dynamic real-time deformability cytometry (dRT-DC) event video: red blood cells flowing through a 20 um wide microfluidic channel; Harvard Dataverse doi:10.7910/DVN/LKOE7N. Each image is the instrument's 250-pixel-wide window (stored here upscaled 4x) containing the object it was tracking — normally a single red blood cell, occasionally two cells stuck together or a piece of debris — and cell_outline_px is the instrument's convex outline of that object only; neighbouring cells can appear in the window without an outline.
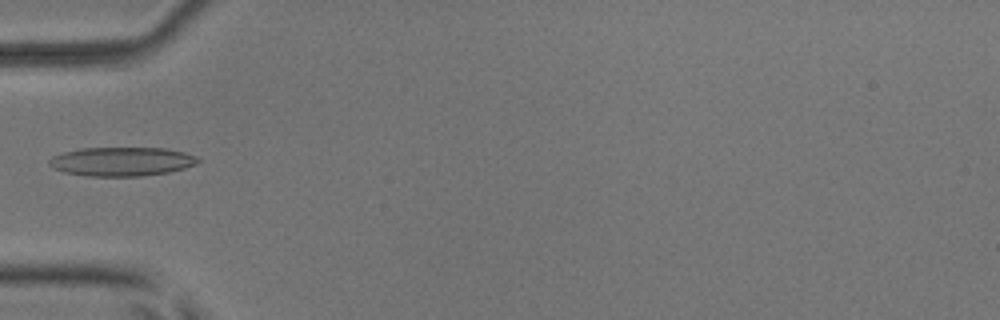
{"species": "common noctule bat (a hibernating species)", "species_latin": "Nyctalus noctula", "temperature_condition": "room temperature", "stored_images_in_passage": 6, "camera_frame_rate_fps": 3000, "um_per_image_px": 0.085, "animal": {"sex": "male", "body_mass_g": 17.9, "forearm_length_mm": 54.2}, "frame": {"image": 1, "passage_image": 5, "time_ms": 4.667, "image_size_px": [1000, 320], "cell_outline_px": [[200, 160], [196, 164], [184, 168], [168, 172], [140, 176], [88, 176], [64, 172], [48, 164], [48, 160], [52, 156], [64, 152], [84, 148], [164, 148], [184, 152], [196, 156]], "centroid_in_image_um": [10.35, 13.73], "position_along_channel_um": 74.7, "area_um2": 24.91}}
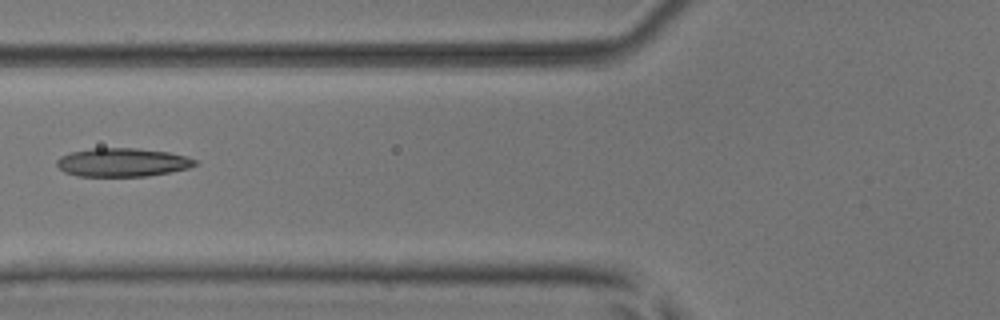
{"frame": {"image": 2, "passage_image": 6, "time_ms": 5.667, "image_size_px": [1000, 320], "cell_outline_px": [[196, 164], [188, 168], [148, 176], [76, 176], [64, 172], [56, 164], [56, 160], [60, 156], [72, 152], [92, 148], [136, 148], [168, 152], [188, 156], [196, 160]], "centroid_in_image_um": [10.39, 13.8], "position_along_channel_um": 115.4, "area_um2": 22.95}}